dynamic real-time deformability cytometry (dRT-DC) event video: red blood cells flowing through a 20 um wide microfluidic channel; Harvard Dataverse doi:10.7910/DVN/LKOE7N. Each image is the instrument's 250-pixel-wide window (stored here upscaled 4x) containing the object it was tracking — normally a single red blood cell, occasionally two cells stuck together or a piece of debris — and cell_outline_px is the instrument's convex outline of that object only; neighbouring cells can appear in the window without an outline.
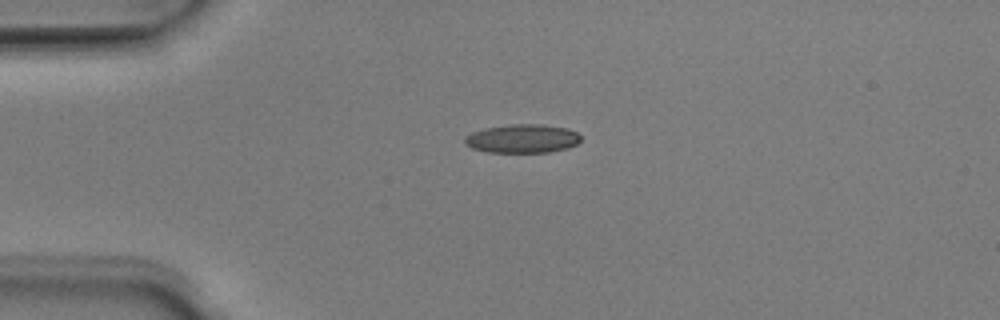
{"species": "Egyptian fruit bat (a non-hibernating species)", "species_latin": "Rousettus aegyptiacus", "temperature_condition": "room temperature", "stored_images_in_passage": 10, "camera_frame_rate_fps": 3000, "um_per_image_px": 0.085, "animal": {"sex": "male"}, "frame": {"image": 1, "passage_image": 1, "time_ms": 0.0, "image_size_px": [1000, 320], "cell_outline_px": [[580, 140], [576, 144], [568, 148], [548, 152], [488, 152], [472, 148], [464, 144], [464, 136], [472, 132], [484, 128], [512, 124], [540, 124], [568, 128], [576, 132], [580, 136]], "centroid_in_image_um": [44.38, 11.78], "position_along_channel_um": 40.6, "area_um2": 19.42}}
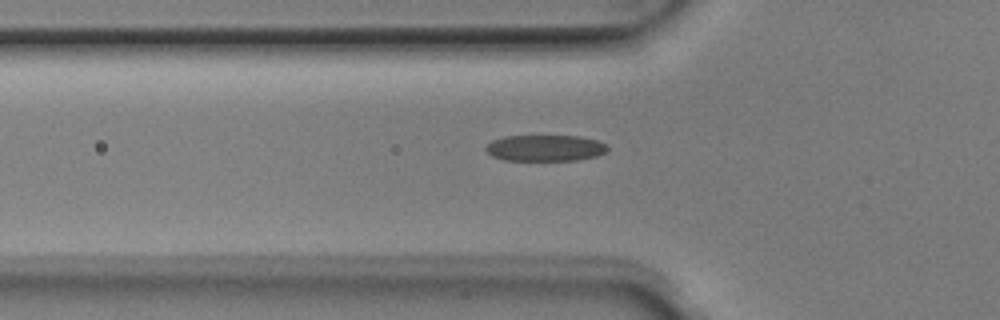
{"frame": {"image": 2, "passage_image": 6, "time_ms": 1.667, "image_size_px": [1000, 320], "cell_outline_px": [[608, 148], [604, 152], [596, 156], [576, 160], [504, 160], [492, 156], [484, 148], [492, 140], [504, 136], [580, 136], [596, 140], [608, 144]], "centroid_in_image_um": [46.33, 12.58], "position_along_channel_um": 79.5, "area_um2": 18.55}}
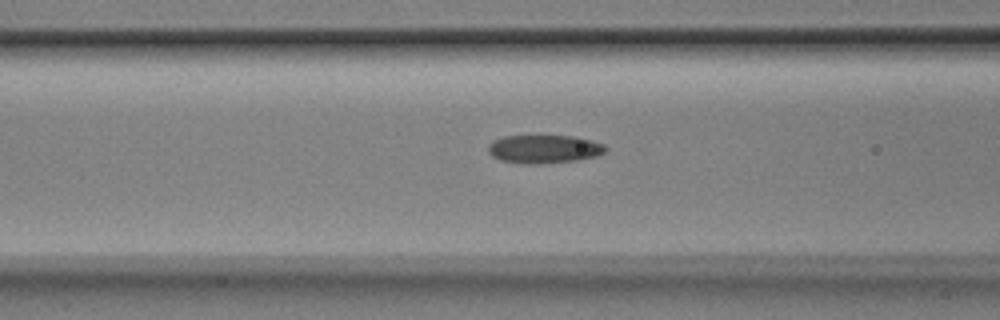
{"frame": {"image": 3, "passage_image": 9, "time_ms": 2.667, "image_size_px": [1000, 320], "cell_outline_px": [[608, 148], [604, 152], [596, 156], [576, 160], [540, 164], [524, 164], [500, 160], [492, 156], [488, 152], [488, 144], [492, 140], [504, 136], [572, 136], [604, 144]], "centroid_in_image_um": [46.2, 12.67], "position_along_channel_um": 120.4, "area_um2": 19.36}}